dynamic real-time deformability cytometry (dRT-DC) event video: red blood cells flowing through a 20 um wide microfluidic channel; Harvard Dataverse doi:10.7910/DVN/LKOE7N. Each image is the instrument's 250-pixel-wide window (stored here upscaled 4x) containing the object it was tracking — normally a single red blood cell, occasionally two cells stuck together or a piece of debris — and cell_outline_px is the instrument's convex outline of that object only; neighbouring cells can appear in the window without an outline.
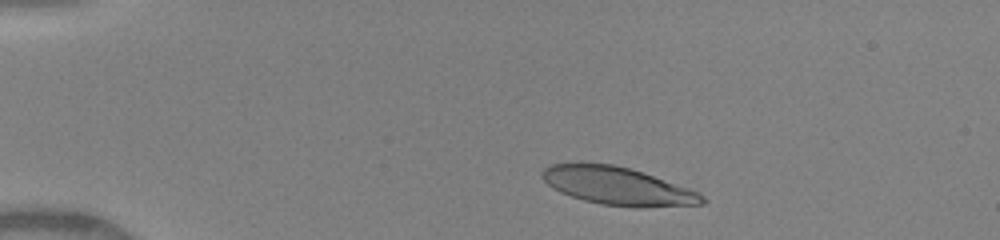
{"species": "human", "species_latin": "Homo sapiens", "temperature_condition": "warm", "stored_images_in_passage": 29, "camera_frame_rate_fps": 3000, "um_per_image_px": 0.085, "donor": {"sex": "female"}, "frame": {"image": 1, "passage_image": 4, "time_ms": 1.333, "image_size_px": [1000, 240], "cell_outline_px": [[708, 200], [704, 204], [644, 208], [636, 208], [600, 204], [584, 200], [560, 192], [552, 188], [540, 176], [540, 172], [548, 164], [576, 160], [612, 164], [628, 168], [700, 192]], "centroid_in_image_um": [52.43, 15.79], "position_along_channel_um": 32.6, "area_um2": 36.07}}
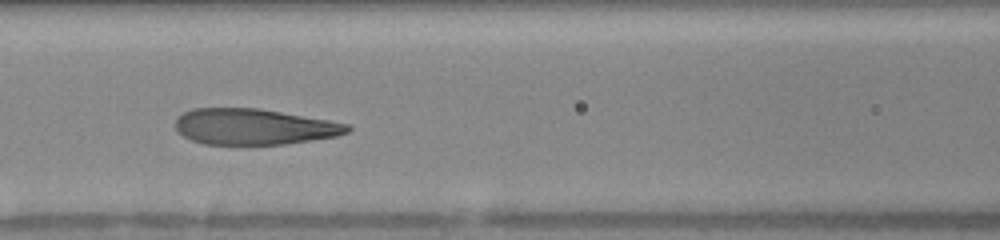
{"frame": {"image": 2, "passage_image": 14, "time_ms": 5.667, "image_size_px": [1000, 240], "cell_outline_px": [[352, 128], [348, 132], [336, 136], [312, 140], [284, 144], [204, 144], [192, 140], [184, 136], [176, 128], [176, 120], [184, 112], [192, 108], [256, 108], [352, 124]], "centroid_in_image_um": [21.61, 10.77], "position_along_channel_um": 145.0, "area_um2": 35.72}}
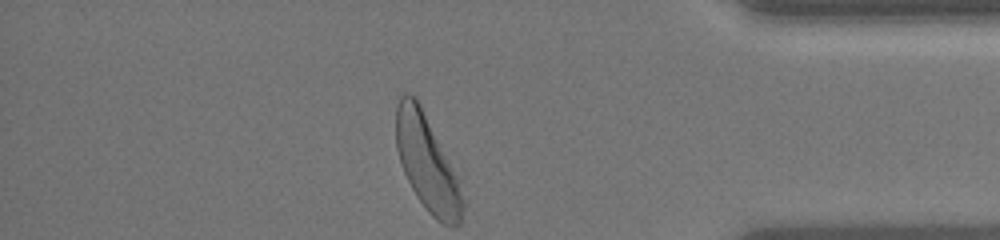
{"frame": {"image": 3, "passage_image": 29, "time_ms": 12.333, "image_size_px": [1000, 240], "cell_outline_px": [[468, 204], [460, 224], [444, 224], [436, 220], [424, 208], [416, 196], [404, 172], [396, 148], [396, 104], [400, 96], [404, 92], [408, 92], [416, 96], [456, 176]], "centroid_in_image_um": [36.31, 13.9], "position_along_channel_um": 398.9, "area_um2": 37.05}, "authors_computed_cell_mechanics": {"area_um2": 37.281, "velocity_mm_per_s": 4.1475, "shape_relaxation_time_tau1_ms": 2.541, "shape_relaxation_time_tau2_ms": 0.7462, "deformation_change_tau1": 0.183, "deformation_change_tau2": 0.0952}}